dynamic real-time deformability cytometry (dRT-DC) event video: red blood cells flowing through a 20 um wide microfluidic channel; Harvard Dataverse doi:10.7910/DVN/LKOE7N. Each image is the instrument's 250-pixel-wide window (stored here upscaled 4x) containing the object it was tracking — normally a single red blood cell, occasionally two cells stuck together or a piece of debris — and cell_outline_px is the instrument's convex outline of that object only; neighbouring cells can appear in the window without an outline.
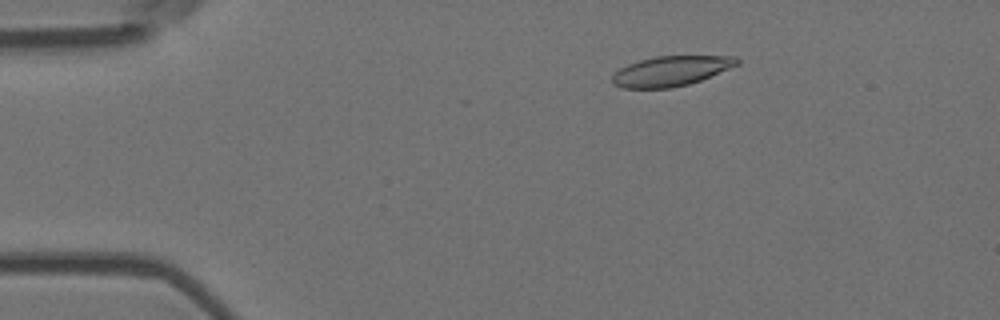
{"species": "Egyptian fruit bat (a non-hibernating species)", "species_latin": "Rousettus aegyptiacus", "temperature_condition": "room temperature", "stored_images_in_passage": 56, "camera_frame_rate_fps": 3000, "um_per_image_px": 0.085, "animal": {"sex": "female"}, "frame": {"image": 1, "passage_image": 10, "time_ms": 3.0, "image_size_px": [1000, 320], "cell_outline_px": [[740, 64], [700, 80], [688, 84], [668, 88], [624, 88], [612, 84], [612, 76], [620, 68], [628, 64], [640, 60], [656, 56], [736, 56], [740, 60]], "centroid_in_image_um": [57.04, 6.03], "position_along_channel_um": 28.0, "area_um2": 21.68}}
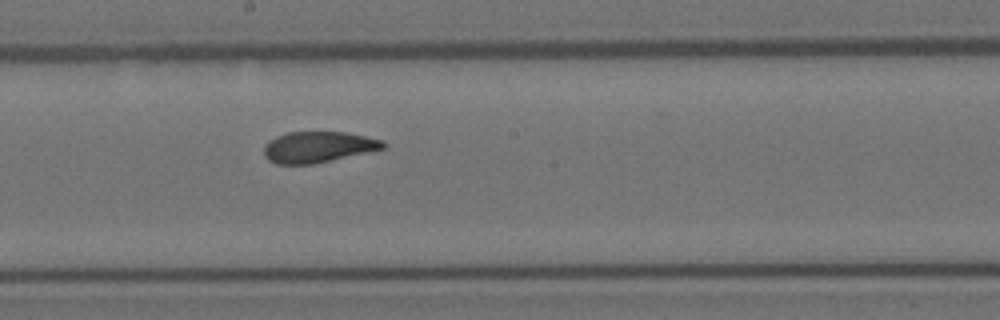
{"frame": {"image": 2, "passage_image": 31, "time_ms": 10.0, "image_size_px": [1000, 320], "cell_outline_px": [[388, 144], [384, 148], [312, 164], [276, 164], [268, 160], [264, 156], [264, 144], [268, 140], [276, 136], [288, 132], [344, 132], [384, 140]], "centroid_in_image_um": [26.99, 12.49], "position_along_channel_um": 221.2, "area_um2": 21.44}}
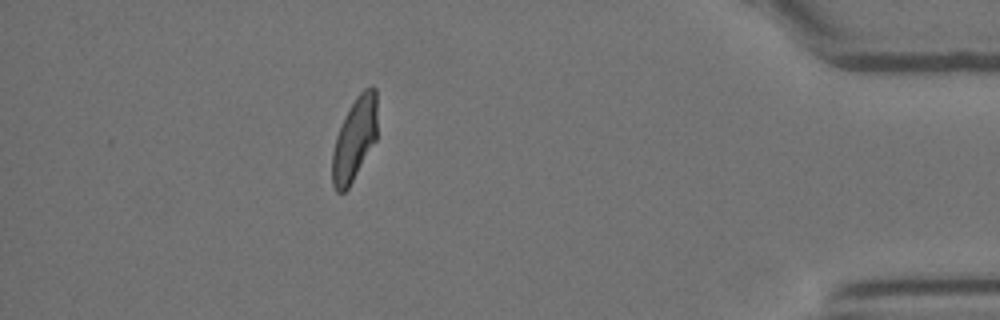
{"frame": {"image": 3, "passage_image": 50, "time_ms": 16.333, "image_size_px": [1000, 320], "cell_outline_px": [[376, 140], [348, 188], [344, 192], [336, 192], [332, 184], [332, 152], [336, 136], [356, 96], [364, 88], [372, 84], [376, 88]], "centroid_in_image_um": [30.13, 11.82], "position_along_channel_um": 405.1, "area_um2": 21.5}, "authors_computed_cell_mechanics": {"area_um2": 22.6287, "velocity_mm_per_s": 3.6518, "shape_relaxation_time_tau1_ms": 6.8256, "shape_relaxation_time_tau2_ms": 1.5542, "deformation_change_tau1": 0.2066, "deformation_change_tau2": 0.064}}